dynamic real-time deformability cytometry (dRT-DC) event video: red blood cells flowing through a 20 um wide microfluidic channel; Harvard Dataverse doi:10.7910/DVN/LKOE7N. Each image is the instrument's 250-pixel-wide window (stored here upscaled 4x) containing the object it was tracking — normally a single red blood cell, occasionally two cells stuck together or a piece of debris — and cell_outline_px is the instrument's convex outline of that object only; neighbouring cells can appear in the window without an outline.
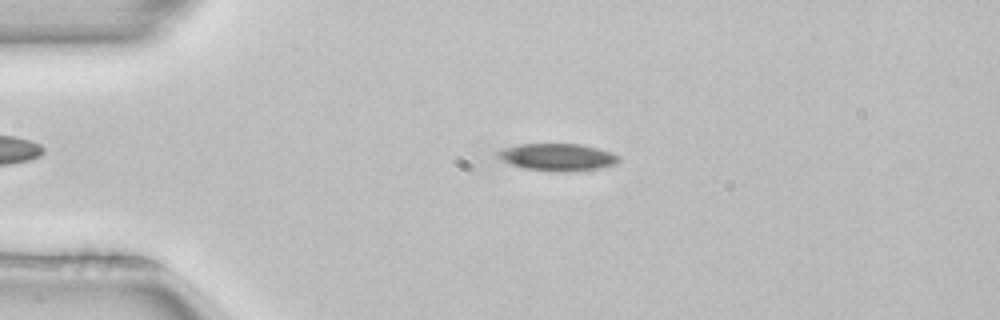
{"species": "common noctule bat (a hibernating species)", "species_latin": "Nyctalus noctula", "temperature_condition": "room temperature", "stored_images_in_passage": 26, "camera_frame_rate_fps": 3000, "um_per_image_px": 0.085, "animal": {"sex": "female", "body_mass_g": 22.7, "forearm_length_mm": 54.2}, "frame": {"image": 1, "passage_image": 11, "time_ms": 3.333, "image_size_px": [1000, 320], "cell_outline_px": [[620, 160], [616, 164], [600, 168], [568, 172], [560, 172], [520, 168], [508, 164], [500, 160], [492, 152], [500, 148], [516, 144], [580, 144], [600, 148], [612, 152], [620, 156]], "centroid_in_image_um": [47.31, 13.35], "position_along_channel_um": 37.7, "area_um2": 19.88}}